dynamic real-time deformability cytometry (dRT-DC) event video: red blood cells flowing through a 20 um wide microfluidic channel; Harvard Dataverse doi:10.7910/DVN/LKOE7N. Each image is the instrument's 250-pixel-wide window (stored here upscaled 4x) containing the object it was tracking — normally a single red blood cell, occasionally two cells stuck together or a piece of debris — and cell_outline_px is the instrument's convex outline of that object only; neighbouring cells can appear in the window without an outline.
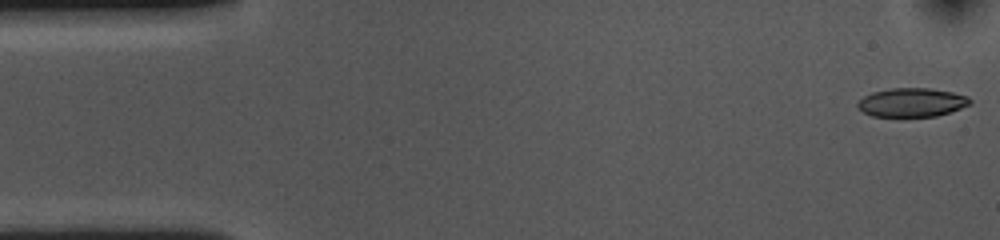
{"species": "common noctule bat (a hibernating species)", "species_latin": "Nyctalus noctula", "temperature_condition": "cold", "stored_images_in_passage": 54, "camera_frame_rate_fps": 3000, "um_per_image_px": 0.085, "animal": {"sex": "female", "body_mass_g": 10.0, "forearm_length_mm": 53.1}, "frame": {"image": 1, "passage_image": 1, "time_ms": 0.0, "image_size_px": [1000, 240], "cell_outline_px": [[972, 104], [936, 116], [872, 116], [864, 112], [856, 104], [864, 96], [872, 92], [888, 88], [928, 88], [952, 92], [968, 96], [972, 100]], "centroid_in_image_um": [77.52, 8.69], "position_along_channel_um": 7.5, "area_um2": 18.73}}
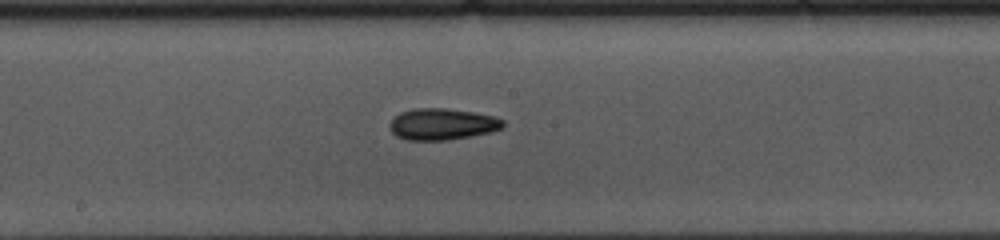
{"frame": {"image": 2, "passage_image": 27, "time_ms": 8.667, "image_size_px": [1000, 240], "cell_outline_px": [[504, 124], [500, 128], [492, 132], [448, 140], [404, 140], [396, 136], [392, 132], [392, 120], [400, 112], [412, 108], [448, 108], [472, 112], [492, 116], [504, 120]], "centroid_in_image_um": [37.59, 10.55], "position_along_channel_um": 210.6, "area_um2": 20.63}}
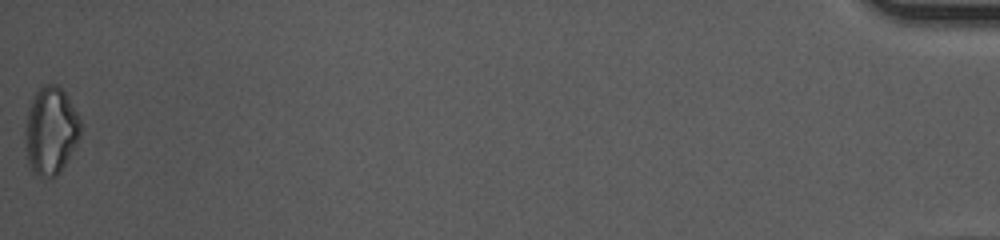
{"frame": {"image": 3, "passage_image": 54, "time_ms": 17.667, "image_size_px": [1000, 240], "cell_outline_px": [[80, 136], [76, 144], [60, 172], [56, 176], [40, 176], [32, 172], [28, 164], [24, 132], [24, 128], [28, 108], [32, 96], [44, 84], [56, 84], [64, 92], [76, 112], [80, 120]], "centroid_in_image_um": [4.28, 11.11], "position_along_channel_um": 430.9, "area_um2": 28.15}, "authors_computed_cell_mechanics": {"area_um2": 19.9988, "velocity_mm_per_s": 3.6171, "shape_relaxation_time_tau1_ms": 5.8411, "shape_relaxation_time_tau2_ms": 5.9434, "deformation_change_tau1": 0.1183, "deformation_change_tau2": 0.1274}}